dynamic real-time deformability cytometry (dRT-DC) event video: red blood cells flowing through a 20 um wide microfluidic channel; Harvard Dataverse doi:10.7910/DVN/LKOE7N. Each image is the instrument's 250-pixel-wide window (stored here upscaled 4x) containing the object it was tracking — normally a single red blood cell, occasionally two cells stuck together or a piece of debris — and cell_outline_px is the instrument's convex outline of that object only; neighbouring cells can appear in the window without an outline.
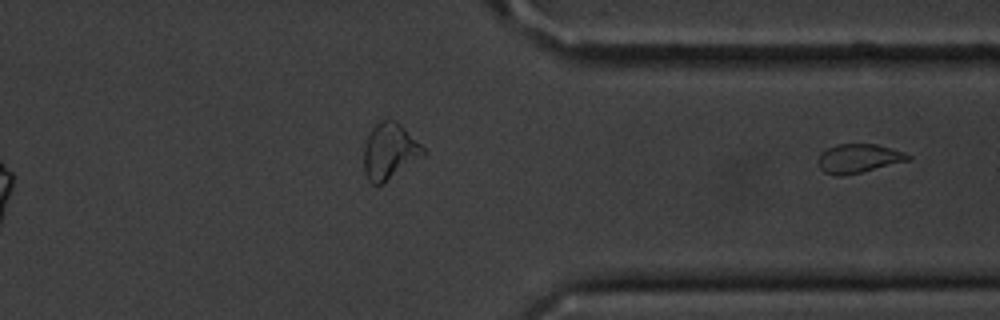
{"species": "common noctule bat (a hibernating species)", "species_latin": "Nyctalus noctula", "temperature_condition": "cold", "stored_images_in_passage": 11, "segment_of_instrument_passage": [2, 2], "camera_frame_rate_fps": 3000, "um_per_image_px": 0.085, "animal": {"sex": "male", "body_mass_g": 20.1, "forearm_length_mm": 53.5}, "frame": {"image": 1, "passage_image": 11, "time_ms": 12.667, "image_size_px": [1000, 320], "cell_outline_px": [[912, 160], [844, 176], [836, 176], [824, 172], [820, 168], [816, 160], [820, 152], [836, 144], [876, 144], [904, 152], [912, 156]], "centroid_in_image_um": [72.96, 13.47], "position_along_channel_um": 338.4, "area_um2": 15.37}}